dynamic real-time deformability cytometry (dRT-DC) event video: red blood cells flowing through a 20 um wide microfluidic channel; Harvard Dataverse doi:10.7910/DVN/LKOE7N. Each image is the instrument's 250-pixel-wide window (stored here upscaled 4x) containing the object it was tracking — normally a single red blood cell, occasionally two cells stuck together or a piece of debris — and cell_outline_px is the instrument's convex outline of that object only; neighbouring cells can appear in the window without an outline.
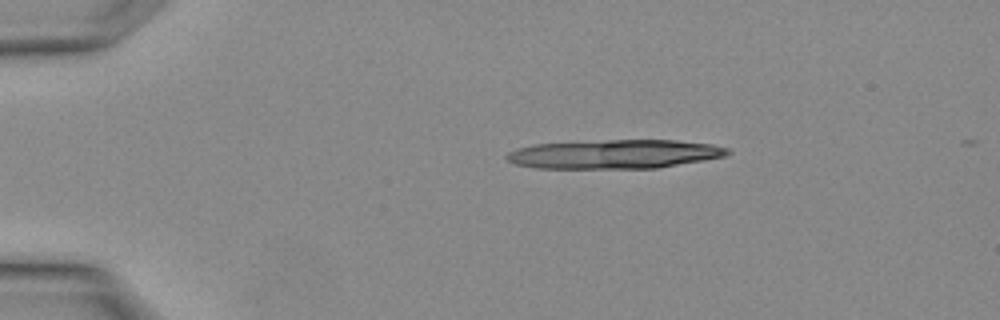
{"species": "Egyptian fruit bat (a non-hibernating species)", "species_latin": "Rousettus aegyptiacus", "temperature_condition": "warm", "stored_images_in_passage": 1, "camera_frame_rate_fps": 3000, "um_per_image_px": 0.085, "animal": {"sex": "female"}, "frame": {"image": 1, "passage_image": 1, "time_ms": 0.0, "image_size_px": [1000, 320], "cell_outline_px": [[732, 152], [728, 156], [656, 168], [536, 168], [516, 164], [508, 160], [504, 156], [508, 152], [516, 148], [532, 144], [608, 140], [676, 140], [712, 144], [728, 148]], "centroid_in_image_um": [52.25, 13.09], "position_along_channel_um": 32.8, "area_um2": 37.4}}